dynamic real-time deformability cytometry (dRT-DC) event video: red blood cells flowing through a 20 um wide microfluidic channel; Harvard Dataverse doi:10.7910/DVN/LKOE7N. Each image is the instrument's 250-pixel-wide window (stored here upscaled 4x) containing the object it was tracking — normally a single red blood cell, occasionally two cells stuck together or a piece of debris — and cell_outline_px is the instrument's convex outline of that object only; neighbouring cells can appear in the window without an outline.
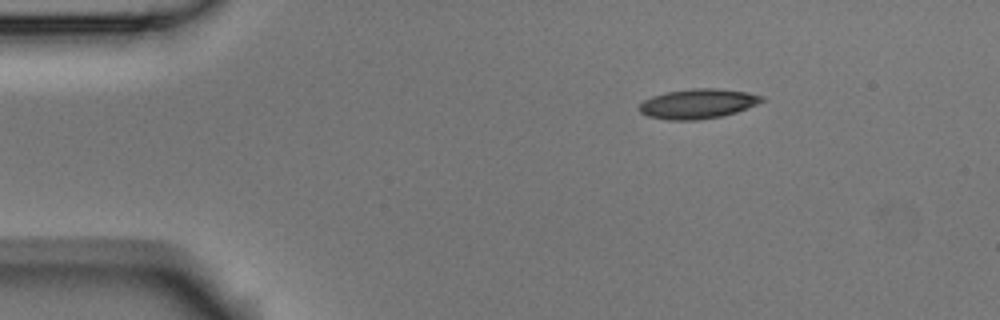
{"species": "Egyptian fruit bat (a non-hibernating species)", "species_latin": "Rousettus aegyptiacus", "temperature_condition": "room temperature", "stored_images_in_passage": 4, "camera_frame_rate_fps": 3000, "um_per_image_px": 0.085, "animal": {"sex": "male"}, "frame": {"image": 1, "passage_image": 1, "time_ms": 0.0, "image_size_px": [1000, 320], "cell_outline_px": [[764, 100], [756, 104], [736, 112], [720, 116], [696, 120], [668, 120], [648, 116], [640, 112], [640, 104], [644, 100], [652, 96], [664, 92], [692, 88], [716, 88], [748, 92], [764, 96]], "centroid_in_image_um": [59.31, 8.81], "position_along_channel_um": 25.7, "area_um2": 21.15}}
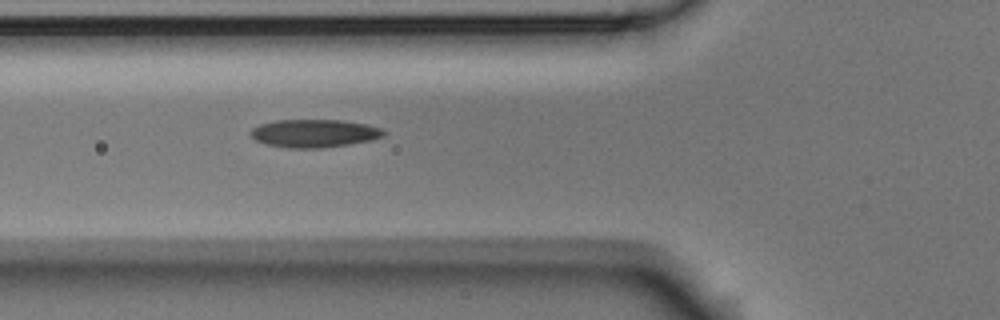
{"frame": {"image": 2, "passage_image": 4, "time_ms": 1.0, "image_size_px": [1000, 320], "cell_outline_px": [[388, 132], [384, 136], [372, 140], [324, 148], [288, 148], [268, 144], [256, 140], [252, 136], [252, 128], [260, 124], [276, 120], [344, 120], [364, 124], [380, 128]], "centroid_in_image_um": [26.75, 11.33], "position_along_channel_um": 99.0, "area_um2": 21.62}}